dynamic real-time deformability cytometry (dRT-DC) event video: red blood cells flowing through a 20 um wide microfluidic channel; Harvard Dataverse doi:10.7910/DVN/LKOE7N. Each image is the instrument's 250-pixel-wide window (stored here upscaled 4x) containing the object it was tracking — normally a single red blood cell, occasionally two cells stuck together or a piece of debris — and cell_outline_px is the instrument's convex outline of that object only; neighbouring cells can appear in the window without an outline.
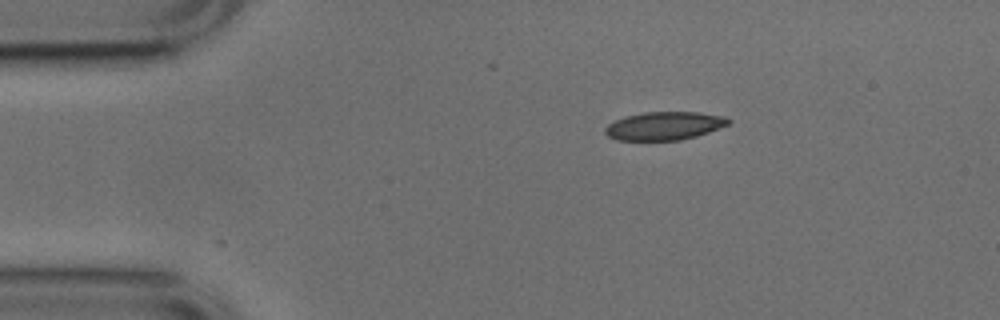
{"species": "common noctule bat (a hibernating species)", "species_latin": "Nyctalus noctula", "temperature_condition": "cold", "stored_images_in_passage": 28, "camera_frame_rate_fps": 3000, "um_per_image_px": 0.085, "animal": {"sex": "male", "body_mass_g": 17.9, "forearm_length_mm": 54.2}, "frame": {"image": 1, "passage_image": 1, "time_ms": 0.0, "image_size_px": [1000, 320], "cell_outline_px": [[732, 120], [728, 124], [708, 132], [696, 136], [680, 140], [616, 140], [608, 136], [604, 132], [604, 128], [608, 124], [624, 116], [644, 112], [696, 112], [724, 116]], "centroid_in_image_um": [56.44, 10.69], "position_along_channel_um": 28.6, "area_um2": 20.23}}
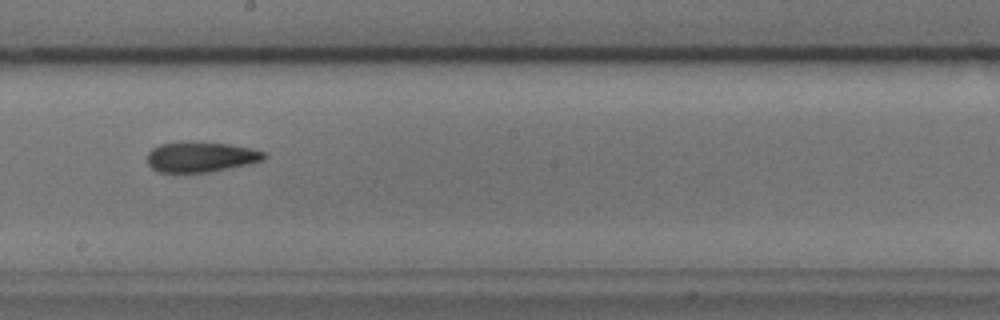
{"frame": {"image": 2, "passage_image": 21, "time_ms": 6.667, "image_size_px": [1000, 320], "cell_outline_px": [[268, 156], [264, 160], [248, 164], [208, 172], [156, 172], [148, 164], [148, 152], [152, 148], [160, 144], [180, 140], [192, 140], [228, 144], [252, 148], [264, 152]], "centroid_in_image_um": [17.05, 13.31], "position_along_channel_um": 231.2, "area_um2": 21.04}}
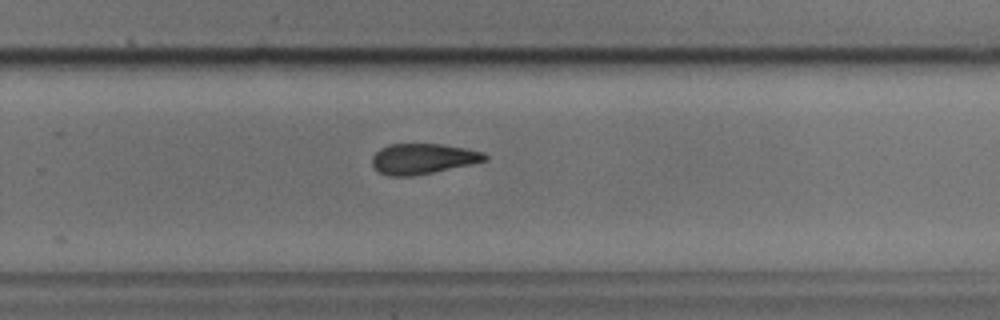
{"frame": {"image": 3, "passage_image": 26, "time_ms": 8.333, "image_size_px": [1000, 320], "cell_outline_px": [[488, 160], [432, 172], [412, 176], [388, 176], [380, 172], [372, 164], [372, 156], [380, 148], [388, 144], [444, 144], [484, 152], [488, 156]], "centroid_in_image_um": [35.93, 13.48], "position_along_channel_um": 293.9, "area_um2": 19.88}}